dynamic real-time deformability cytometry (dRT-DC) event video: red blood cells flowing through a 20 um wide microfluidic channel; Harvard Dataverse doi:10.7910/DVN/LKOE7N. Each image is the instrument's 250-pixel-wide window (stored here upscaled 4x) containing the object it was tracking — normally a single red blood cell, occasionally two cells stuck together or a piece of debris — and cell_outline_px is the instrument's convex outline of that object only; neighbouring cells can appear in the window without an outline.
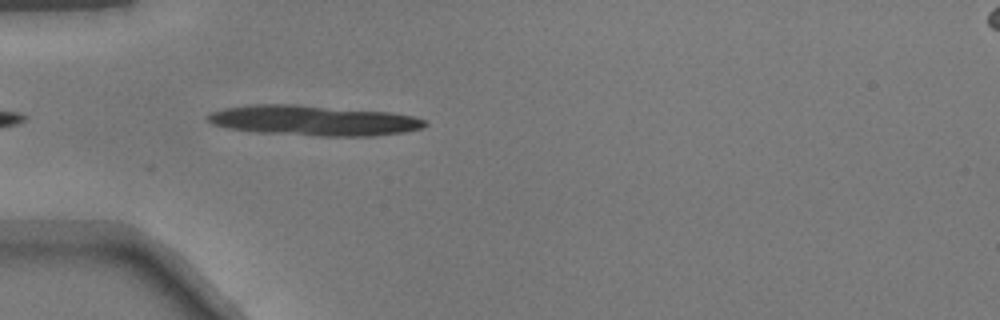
{"species": "common noctule bat (a hibernating species)", "species_latin": "Nyctalus noctula", "temperature_condition": "warm", "stored_images_in_passage": 9, "segment_of_instrument_passage": [1, 2], "camera_frame_rate_fps": 3000, "um_per_image_px": 0.085, "animal": {"sex": "male", "body_mass_g": 17.9}, "frame": {"image": 1, "passage_image": 2, "time_ms": 0.333, "image_size_px": [1000, 320], "cell_outline_px": [[428, 124], [424, 128], [404, 132], [372, 136], [320, 136], [256, 132], [228, 128], [212, 124], [204, 116], [208, 112], [224, 108], [248, 104], [296, 104], [392, 112], [412, 116], [428, 120]], "centroid_in_image_um": [26.64, 10.23], "position_along_channel_um": 58.4, "area_um2": 38.78}}